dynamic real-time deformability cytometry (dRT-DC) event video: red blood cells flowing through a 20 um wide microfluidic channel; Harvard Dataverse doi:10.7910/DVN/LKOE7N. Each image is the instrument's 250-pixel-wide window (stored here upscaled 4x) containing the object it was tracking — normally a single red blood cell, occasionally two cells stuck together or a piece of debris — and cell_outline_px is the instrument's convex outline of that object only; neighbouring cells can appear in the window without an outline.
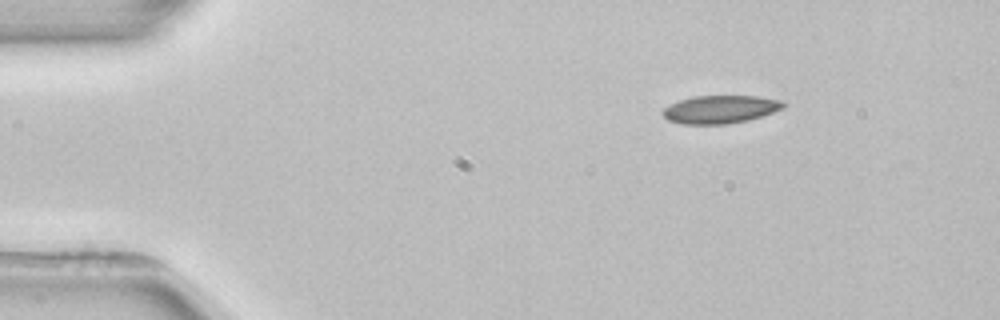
{"species": "common noctule bat (a hibernating species)", "species_latin": "Nyctalus noctula", "temperature_condition": "room temperature", "stored_images_in_passage": 3, "camera_frame_rate_fps": 3000, "um_per_image_px": 0.085, "animal": {"sex": "female", "body_mass_g": 22.7, "forearm_length_mm": 54.2}, "frame": {"image": 1, "passage_image": 1, "time_ms": 0.0, "image_size_px": [1000, 320], "cell_outline_px": [[788, 104], [784, 108], [748, 120], [728, 124], [684, 124], [668, 120], [660, 112], [664, 108], [680, 100], [692, 96], [760, 96], [780, 100]], "centroid_in_image_um": [61.24, 9.29], "position_along_channel_um": 23.8, "area_um2": 19.65}}
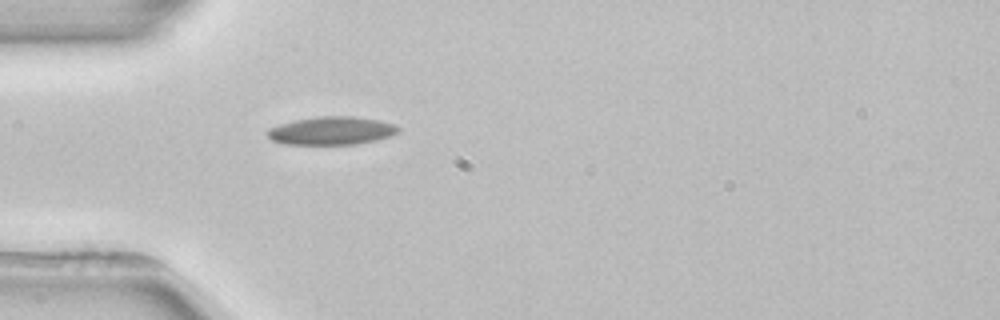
{"frame": {"image": 2, "passage_image": 3, "time_ms": 2.667, "image_size_px": [1000, 320], "cell_outline_px": [[400, 132], [392, 136], [376, 140], [356, 144], [284, 144], [272, 140], [264, 132], [268, 128], [292, 120], [320, 116], [352, 116], [380, 120], [396, 124], [400, 128]], "centroid_in_image_um": [28.2, 11.1], "position_along_channel_um": 56.8, "area_um2": 21.73}}